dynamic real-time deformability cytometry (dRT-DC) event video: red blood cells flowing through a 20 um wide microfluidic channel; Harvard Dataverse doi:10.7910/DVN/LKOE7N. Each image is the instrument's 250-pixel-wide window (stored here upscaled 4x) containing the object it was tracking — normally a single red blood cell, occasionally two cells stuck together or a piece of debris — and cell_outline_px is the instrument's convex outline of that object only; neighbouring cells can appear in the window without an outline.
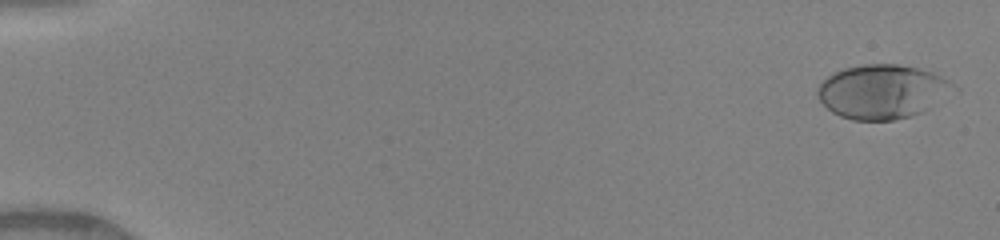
{"species": "human", "species_latin": "Homo sapiens", "temperature_condition": "warm", "stored_images_in_passage": 50, "camera_frame_rate_fps": 3000, "um_per_image_px": 0.085, "donor": {"sex": "female"}, "frame": {"image": 1, "passage_image": 2, "time_ms": 0.333, "image_size_px": [1000, 240], "cell_outline_px": [[960, 92], [924, 112], [912, 116], [892, 120], [852, 120], [840, 116], [832, 112], [816, 96], [816, 92], [820, 84], [828, 76], [844, 68], [864, 64], [900, 64], [932, 72], [948, 80], [960, 88]], "centroid_in_image_um": [75.1, 7.8], "position_along_channel_um": 9.9, "area_um2": 43.52}}
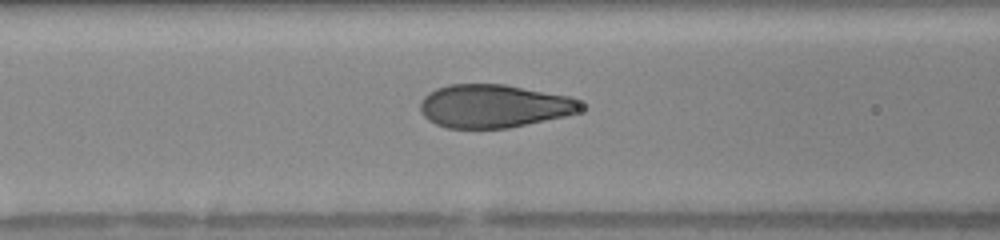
{"frame": {"image": 2, "passage_image": 22, "time_ms": 7.0, "image_size_px": [1000, 240], "cell_outline_px": [[584, 108], [576, 112], [564, 116], [508, 128], [448, 128], [436, 124], [428, 120], [420, 112], [420, 100], [428, 92], [436, 88], [448, 84], [504, 84], [572, 96]], "centroid_in_image_um": [41.94, 9.0], "position_along_channel_um": 124.7, "area_um2": 40.52}}
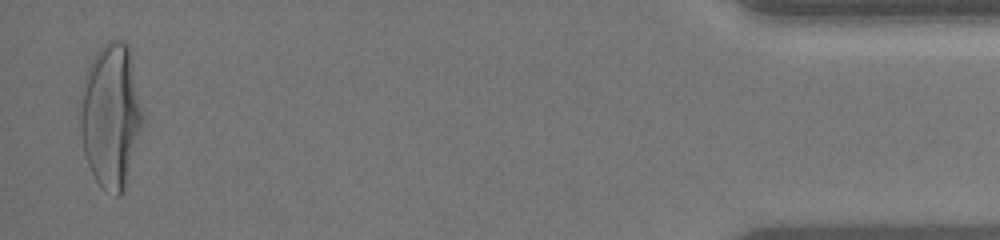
{"frame": {"image": 3, "passage_image": 49, "time_ms": 16.0, "image_size_px": [1000, 240], "cell_outline_px": [[144, 120], [124, 188], [120, 196], [116, 196], [104, 188], [96, 180], [88, 164], [84, 152], [80, 132], [76, 108], [80, 84], [96, 52], [108, 40], [124, 40], [128, 44], [144, 116]], "centroid_in_image_um": [9.37, 9.78], "position_along_channel_um": 425.8, "area_um2": 53.12}, "authors_computed_cell_mechanics": {"area_um2": 41.7894, "velocity_mm_per_s": 4.1618, "shape_relaxation_time_tau1_ms": 4.0918, "shape_relaxation_time_tau2_ms": null, "deformation_change_tau1": 0.2224, "deformation_change_tau2": null}}